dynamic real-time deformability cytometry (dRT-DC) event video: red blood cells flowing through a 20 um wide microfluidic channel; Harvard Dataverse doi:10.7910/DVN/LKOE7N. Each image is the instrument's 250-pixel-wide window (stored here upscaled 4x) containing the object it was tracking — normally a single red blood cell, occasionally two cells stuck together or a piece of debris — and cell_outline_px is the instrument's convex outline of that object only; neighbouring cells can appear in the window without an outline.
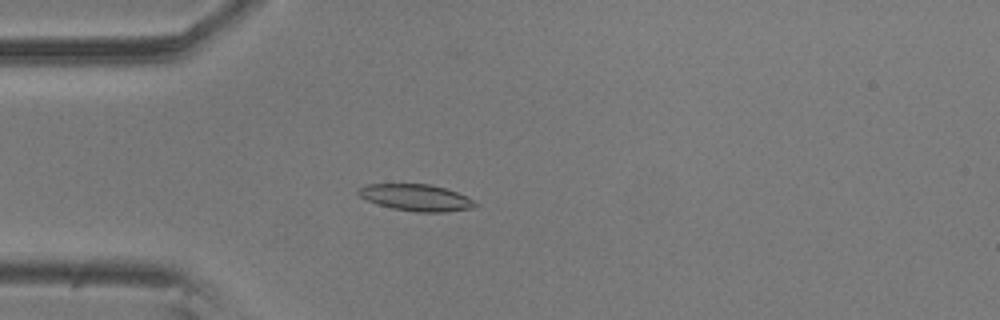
{"species": "common noctule bat (a hibernating species)", "species_latin": "Nyctalus noctula", "temperature_condition": "room temperature", "stored_images_in_passage": 34, "camera_frame_rate_fps": 3000, "um_per_image_px": 0.085, "animal": {"sex": "male", "body_mass_g": 20.5, "forearm_length_mm": 52.5}, "frame": {"image": 1, "passage_image": 8, "time_ms": 2.333, "image_size_px": [1000, 320], "cell_outline_px": [[480, 204], [472, 208], [444, 212], [416, 212], [392, 208], [376, 204], [360, 196], [356, 192], [356, 188], [364, 184], [432, 184], [468, 196]], "centroid_in_image_um": [35.36, 16.79], "position_along_channel_um": 49.6, "area_um2": 18.32}}
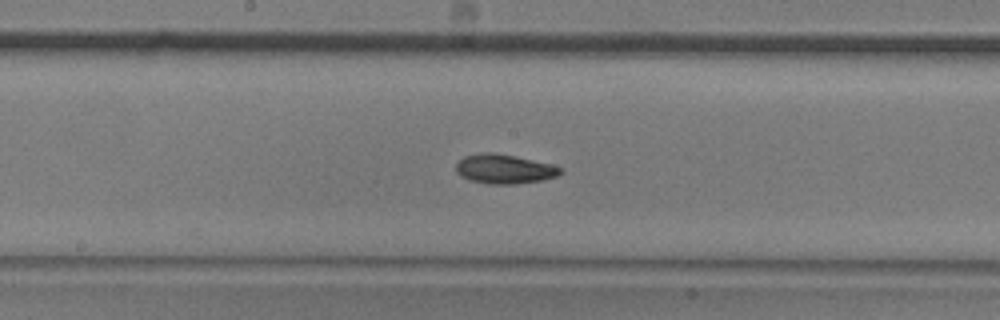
{"frame": {"image": 2, "passage_image": 22, "time_ms": 7.0, "image_size_px": [1000, 320], "cell_outline_px": [[564, 172], [556, 176], [540, 180], [516, 184], [488, 184], [468, 180], [460, 176], [456, 172], [456, 164], [464, 156], [480, 152], [492, 152], [516, 156], [564, 168]], "centroid_in_image_um": [42.83, 14.36], "position_along_channel_um": 205.4, "area_um2": 17.92}}
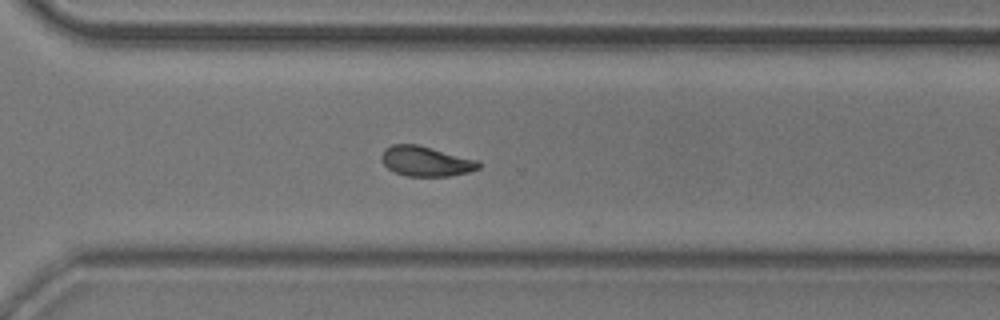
{"frame": {"image": 3, "passage_image": 33, "time_ms": 10.667, "image_size_px": [1000, 320], "cell_outline_px": [[480, 168], [468, 172], [448, 176], [408, 176], [396, 172], [388, 168], [380, 160], [380, 156], [384, 148], [392, 144], [416, 144], [480, 160]], "centroid_in_image_um": [36.19, 13.7], "position_along_channel_um": 334.4, "area_um2": 17.05}}